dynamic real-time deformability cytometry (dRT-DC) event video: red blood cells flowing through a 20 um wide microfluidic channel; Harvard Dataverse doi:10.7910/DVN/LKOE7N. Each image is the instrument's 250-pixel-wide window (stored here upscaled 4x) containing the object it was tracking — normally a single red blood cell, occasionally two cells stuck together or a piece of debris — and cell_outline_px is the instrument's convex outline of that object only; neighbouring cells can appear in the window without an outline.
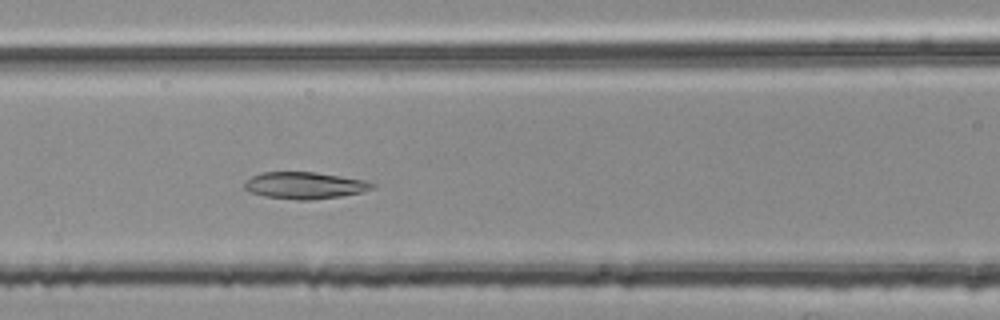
{"species": "common noctule bat (a hibernating species)", "species_latin": "Nyctalus noctula", "temperature_condition": "room temperature", "stored_images_in_passage": 36, "camera_frame_rate_fps": 3000, "um_per_image_px": 0.085, "animal": {"sex": "female", "body_mass_g": 25.1}, "frame": {"image": 1, "passage_image": 8, "time_ms": 2.333, "image_size_px": [1000, 320], "cell_outline_px": [[376, 184], [372, 188], [364, 192], [340, 196], [308, 200], [300, 200], [264, 196], [248, 192], [244, 188], [244, 180], [260, 172], [316, 172], [364, 180]], "centroid_in_image_um": [25.86, 15.75], "position_along_channel_um": 140.7, "area_um2": 20.0}}
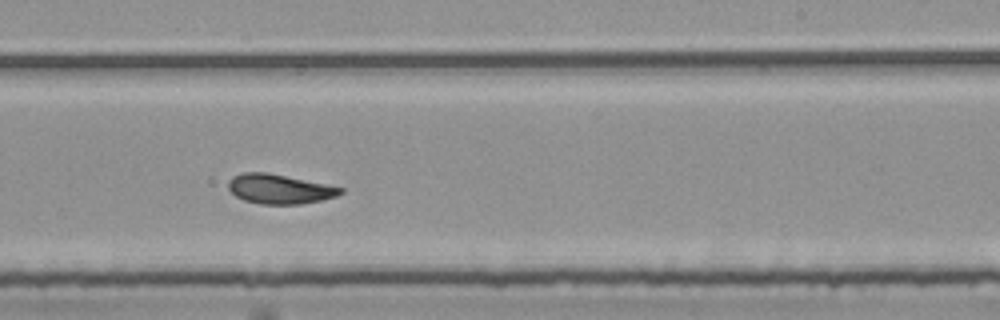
{"frame": {"image": 2, "passage_image": 18, "time_ms": 5.667, "image_size_px": [1000, 320], "cell_outline_px": [[344, 192], [336, 196], [320, 200], [300, 204], [260, 204], [244, 200], [236, 196], [228, 188], [228, 180], [232, 176], [240, 172], [268, 172], [328, 184], [344, 188]], "centroid_in_image_um": [23.74, 16.05], "position_along_channel_um": 265.3, "area_um2": 19.48}}
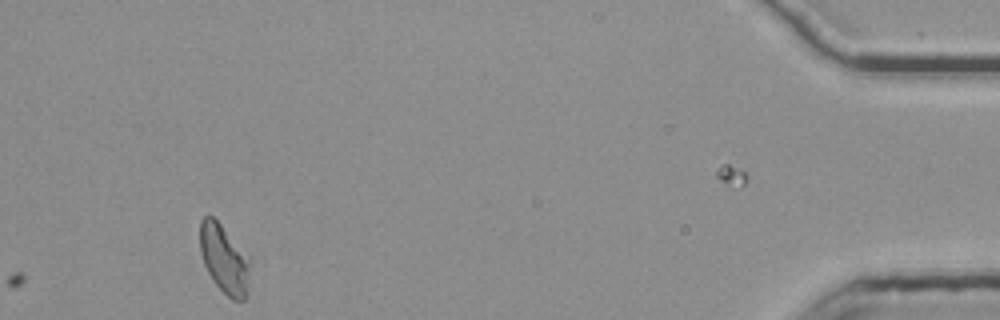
{"frame": {"image": 3, "passage_image": 36, "time_ms": 11.667, "image_size_px": [1000, 320], "cell_outline_px": [[252, 256], [248, 296], [244, 300], [232, 300], [212, 280], [204, 264], [200, 252], [200, 220], [204, 216], [212, 216]], "centroid_in_image_um": [19.13, 22.04], "position_along_channel_um": 416.1, "area_um2": 20.69}, "authors_computed_cell_mechanics": {"area_um2": 19.1896, "velocity_mm_per_s": 3.7477, "shape_relaxation_time_tau1_ms": null, "shape_relaxation_time_tau2_ms": 2.4692, "deformation_change_tau1": null, "deformation_change_tau2": 0.09}}